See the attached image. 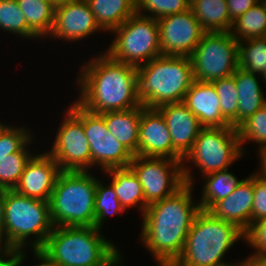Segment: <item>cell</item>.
I'll return each instance as SVG.
<instances>
[{"label":"cell","instance_id":"obj_34","mask_svg":"<svg viewBox=\"0 0 266 266\" xmlns=\"http://www.w3.org/2000/svg\"><path fill=\"white\" fill-rule=\"evenodd\" d=\"M220 99V108L223 118L231 124L237 118L238 91L234 75L211 82Z\"/></svg>","mask_w":266,"mask_h":266},{"label":"cell","instance_id":"obj_38","mask_svg":"<svg viewBox=\"0 0 266 266\" xmlns=\"http://www.w3.org/2000/svg\"><path fill=\"white\" fill-rule=\"evenodd\" d=\"M244 240L257 250L251 257L266 256V218L253 222L246 230Z\"/></svg>","mask_w":266,"mask_h":266},{"label":"cell","instance_id":"obj_30","mask_svg":"<svg viewBox=\"0 0 266 266\" xmlns=\"http://www.w3.org/2000/svg\"><path fill=\"white\" fill-rule=\"evenodd\" d=\"M240 144L254 141L260 145V162H266V104L244 121L238 128Z\"/></svg>","mask_w":266,"mask_h":266},{"label":"cell","instance_id":"obj_10","mask_svg":"<svg viewBox=\"0 0 266 266\" xmlns=\"http://www.w3.org/2000/svg\"><path fill=\"white\" fill-rule=\"evenodd\" d=\"M190 59L196 81L231 76L239 67L238 41L231 32H205Z\"/></svg>","mask_w":266,"mask_h":266},{"label":"cell","instance_id":"obj_3","mask_svg":"<svg viewBox=\"0 0 266 266\" xmlns=\"http://www.w3.org/2000/svg\"><path fill=\"white\" fill-rule=\"evenodd\" d=\"M100 232L95 226L54 227L40 251L62 266H120L122 255Z\"/></svg>","mask_w":266,"mask_h":266},{"label":"cell","instance_id":"obj_27","mask_svg":"<svg viewBox=\"0 0 266 266\" xmlns=\"http://www.w3.org/2000/svg\"><path fill=\"white\" fill-rule=\"evenodd\" d=\"M206 180L203 186V195L198 203L201 210L208 211L216 202L230 195L243 181L237 180L233 173L227 170L216 171L204 175Z\"/></svg>","mask_w":266,"mask_h":266},{"label":"cell","instance_id":"obj_22","mask_svg":"<svg viewBox=\"0 0 266 266\" xmlns=\"http://www.w3.org/2000/svg\"><path fill=\"white\" fill-rule=\"evenodd\" d=\"M100 115L104 118L110 133L134 155H138L141 106L128 110L105 112Z\"/></svg>","mask_w":266,"mask_h":266},{"label":"cell","instance_id":"obj_36","mask_svg":"<svg viewBox=\"0 0 266 266\" xmlns=\"http://www.w3.org/2000/svg\"><path fill=\"white\" fill-rule=\"evenodd\" d=\"M29 129L14 128L0 124V158L8 157L12 153L19 152L27 143L32 141Z\"/></svg>","mask_w":266,"mask_h":266},{"label":"cell","instance_id":"obj_37","mask_svg":"<svg viewBox=\"0 0 266 266\" xmlns=\"http://www.w3.org/2000/svg\"><path fill=\"white\" fill-rule=\"evenodd\" d=\"M260 163L261 171L253 173L252 223L266 218V162Z\"/></svg>","mask_w":266,"mask_h":266},{"label":"cell","instance_id":"obj_39","mask_svg":"<svg viewBox=\"0 0 266 266\" xmlns=\"http://www.w3.org/2000/svg\"><path fill=\"white\" fill-rule=\"evenodd\" d=\"M24 253L18 248L0 244V266H20L25 259Z\"/></svg>","mask_w":266,"mask_h":266},{"label":"cell","instance_id":"obj_20","mask_svg":"<svg viewBox=\"0 0 266 266\" xmlns=\"http://www.w3.org/2000/svg\"><path fill=\"white\" fill-rule=\"evenodd\" d=\"M182 102L198 118L202 127L231 126L222 116L220 99L211 82L194 80Z\"/></svg>","mask_w":266,"mask_h":266},{"label":"cell","instance_id":"obj_19","mask_svg":"<svg viewBox=\"0 0 266 266\" xmlns=\"http://www.w3.org/2000/svg\"><path fill=\"white\" fill-rule=\"evenodd\" d=\"M253 201V175H251L243 179L230 195L216 202L208 211L215 218L232 223L245 233L252 224Z\"/></svg>","mask_w":266,"mask_h":266},{"label":"cell","instance_id":"obj_24","mask_svg":"<svg viewBox=\"0 0 266 266\" xmlns=\"http://www.w3.org/2000/svg\"><path fill=\"white\" fill-rule=\"evenodd\" d=\"M105 173L111 176L117 198L125 209L139 206L142 214L145 212V198L143 188L134 172L129 168H110ZM113 176V177H112Z\"/></svg>","mask_w":266,"mask_h":266},{"label":"cell","instance_id":"obj_1","mask_svg":"<svg viewBox=\"0 0 266 266\" xmlns=\"http://www.w3.org/2000/svg\"><path fill=\"white\" fill-rule=\"evenodd\" d=\"M192 186L185 183L171 196L148 205L143 213L141 241L159 266H172L177 261L201 210L192 200Z\"/></svg>","mask_w":266,"mask_h":266},{"label":"cell","instance_id":"obj_25","mask_svg":"<svg viewBox=\"0 0 266 266\" xmlns=\"http://www.w3.org/2000/svg\"><path fill=\"white\" fill-rule=\"evenodd\" d=\"M190 8L204 32H230L233 21L229 17L227 0H197Z\"/></svg>","mask_w":266,"mask_h":266},{"label":"cell","instance_id":"obj_6","mask_svg":"<svg viewBox=\"0 0 266 266\" xmlns=\"http://www.w3.org/2000/svg\"><path fill=\"white\" fill-rule=\"evenodd\" d=\"M96 187L88 171H61L49 200L54 227L95 226Z\"/></svg>","mask_w":266,"mask_h":266},{"label":"cell","instance_id":"obj_16","mask_svg":"<svg viewBox=\"0 0 266 266\" xmlns=\"http://www.w3.org/2000/svg\"><path fill=\"white\" fill-rule=\"evenodd\" d=\"M102 30L86 0H76L55 7L54 25L49 36L77 41Z\"/></svg>","mask_w":266,"mask_h":266},{"label":"cell","instance_id":"obj_28","mask_svg":"<svg viewBox=\"0 0 266 266\" xmlns=\"http://www.w3.org/2000/svg\"><path fill=\"white\" fill-rule=\"evenodd\" d=\"M231 34L238 41L266 36V2L261 0L233 21Z\"/></svg>","mask_w":266,"mask_h":266},{"label":"cell","instance_id":"obj_7","mask_svg":"<svg viewBox=\"0 0 266 266\" xmlns=\"http://www.w3.org/2000/svg\"><path fill=\"white\" fill-rule=\"evenodd\" d=\"M4 218V245L22 251L31 235L37 238L31 242L32 250H40L54 228L49 201L27 197L14 189H6Z\"/></svg>","mask_w":266,"mask_h":266},{"label":"cell","instance_id":"obj_46","mask_svg":"<svg viewBox=\"0 0 266 266\" xmlns=\"http://www.w3.org/2000/svg\"><path fill=\"white\" fill-rule=\"evenodd\" d=\"M260 76H262L261 78H263V81L266 82V70H265L264 73H263L262 75H260Z\"/></svg>","mask_w":266,"mask_h":266},{"label":"cell","instance_id":"obj_40","mask_svg":"<svg viewBox=\"0 0 266 266\" xmlns=\"http://www.w3.org/2000/svg\"><path fill=\"white\" fill-rule=\"evenodd\" d=\"M261 0H227L229 17L235 21L243 15L248 9L255 6Z\"/></svg>","mask_w":266,"mask_h":266},{"label":"cell","instance_id":"obj_35","mask_svg":"<svg viewBox=\"0 0 266 266\" xmlns=\"http://www.w3.org/2000/svg\"><path fill=\"white\" fill-rule=\"evenodd\" d=\"M188 9H190L189 0H136V13L138 15L157 20L185 12ZM142 10L148 11L151 15H144Z\"/></svg>","mask_w":266,"mask_h":266},{"label":"cell","instance_id":"obj_17","mask_svg":"<svg viewBox=\"0 0 266 266\" xmlns=\"http://www.w3.org/2000/svg\"><path fill=\"white\" fill-rule=\"evenodd\" d=\"M164 117L173 143V159L183 161L200 130L198 118L183 103H167L156 108Z\"/></svg>","mask_w":266,"mask_h":266},{"label":"cell","instance_id":"obj_12","mask_svg":"<svg viewBox=\"0 0 266 266\" xmlns=\"http://www.w3.org/2000/svg\"><path fill=\"white\" fill-rule=\"evenodd\" d=\"M82 123L91 151V166L127 168L134 154L107 129L100 114L87 111L76 101L68 108Z\"/></svg>","mask_w":266,"mask_h":266},{"label":"cell","instance_id":"obj_2","mask_svg":"<svg viewBox=\"0 0 266 266\" xmlns=\"http://www.w3.org/2000/svg\"><path fill=\"white\" fill-rule=\"evenodd\" d=\"M78 84L81 93L76 102L92 113L102 114L141 106L137 67L117 62L107 53L86 63Z\"/></svg>","mask_w":266,"mask_h":266},{"label":"cell","instance_id":"obj_13","mask_svg":"<svg viewBox=\"0 0 266 266\" xmlns=\"http://www.w3.org/2000/svg\"><path fill=\"white\" fill-rule=\"evenodd\" d=\"M61 171H87L91 151L83 123L68 109L50 152Z\"/></svg>","mask_w":266,"mask_h":266},{"label":"cell","instance_id":"obj_9","mask_svg":"<svg viewBox=\"0 0 266 266\" xmlns=\"http://www.w3.org/2000/svg\"><path fill=\"white\" fill-rule=\"evenodd\" d=\"M182 162L166 157L134 155L128 167L137 176L143 188L145 210L148 205L174 194L185 183L193 184V174H190L187 168L189 166Z\"/></svg>","mask_w":266,"mask_h":266},{"label":"cell","instance_id":"obj_23","mask_svg":"<svg viewBox=\"0 0 266 266\" xmlns=\"http://www.w3.org/2000/svg\"><path fill=\"white\" fill-rule=\"evenodd\" d=\"M97 24L112 32L129 17L136 14V0H86Z\"/></svg>","mask_w":266,"mask_h":266},{"label":"cell","instance_id":"obj_21","mask_svg":"<svg viewBox=\"0 0 266 266\" xmlns=\"http://www.w3.org/2000/svg\"><path fill=\"white\" fill-rule=\"evenodd\" d=\"M233 75L238 91V111L237 118L230 125L237 129L266 104V98L263 96L264 94L255 73L238 67Z\"/></svg>","mask_w":266,"mask_h":266},{"label":"cell","instance_id":"obj_11","mask_svg":"<svg viewBox=\"0 0 266 266\" xmlns=\"http://www.w3.org/2000/svg\"><path fill=\"white\" fill-rule=\"evenodd\" d=\"M244 152L236 128L203 127L183 161L190 159L206 175L227 170Z\"/></svg>","mask_w":266,"mask_h":266},{"label":"cell","instance_id":"obj_18","mask_svg":"<svg viewBox=\"0 0 266 266\" xmlns=\"http://www.w3.org/2000/svg\"><path fill=\"white\" fill-rule=\"evenodd\" d=\"M138 155L173 159V143L166 121L156 108L141 105Z\"/></svg>","mask_w":266,"mask_h":266},{"label":"cell","instance_id":"obj_14","mask_svg":"<svg viewBox=\"0 0 266 266\" xmlns=\"http://www.w3.org/2000/svg\"><path fill=\"white\" fill-rule=\"evenodd\" d=\"M157 22L163 56L190 57L205 33L191 8Z\"/></svg>","mask_w":266,"mask_h":266},{"label":"cell","instance_id":"obj_47","mask_svg":"<svg viewBox=\"0 0 266 266\" xmlns=\"http://www.w3.org/2000/svg\"><path fill=\"white\" fill-rule=\"evenodd\" d=\"M195 1H197V0H189V4H190V6H191Z\"/></svg>","mask_w":266,"mask_h":266},{"label":"cell","instance_id":"obj_42","mask_svg":"<svg viewBox=\"0 0 266 266\" xmlns=\"http://www.w3.org/2000/svg\"><path fill=\"white\" fill-rule=\"evenodd\" d=\"M33 252L35 253V258H37L38 261H41L40 264L38 263V265H35V266H62L60 264L52 262L40 250H33Z\"/></svg>","mask_w":266,"mask_h":266},{"label":"cell","instance_id":"obj_31","mask_svg":"<svg viewBox=\"0 0 266 266\" xmlns=\"http://www.w3.org/2000/svg\"><path fill=\"white\" fill-rule=\"evenodd\" d=\"M0 29L19 34L24 38L38 36L28 27L22 10L16 0H0Z\"/></svg>","mask_w":266,"mask_h":266},{"label":"cell","instance_id":"obj_43","mask_svg":"<svg viewBox=\"0 0 266 266\" xmlns=\"http://www.w3.org/2000/svg\"><path fill=\"white\" fill-rule=\"evenodd\" d=\"M250 266H266V256L264 257H247Z\"/></svg>","mask_w":266,"mask_h":266},{"label":"cell","instance_id":"obj_29","mask_svg":"<svg viewBox=\"0 0 266 266\" xmlns=\"http://www.w3.org/2000/svg\"><path fill=\"white\" fill-rule=\"evenodd\" d=\"M238 54L241 69L262 75L266 70V36L238 42Z\"/></svg>","mask_w":266,"mask_h":266},{"label":"cell","instance_id":"obj_26","mask_svg":"<svg viewBox=\"0 0 266 266\" xmlns=\"http://www.w3.org/2000/svg\"><path fill=\"white\" fill-rule=\"evenodd\" d=\"M28 27L38 36L46 37L54 25L55 6L50 0H16Z\"/></svg>","mask_w":266,"mask_h":266},{"label":"cell","instance_id":"obj_33","mask_svg":"<svg viewBox=\"0 0 266 266\" xmlns=\"http://www.w3.org/2000/svg\"><path fill=\"white\" fill-rule=\"evenodd\" d=\"M103 184L97 179L94 205L95 227L97 229H101V225L107 215H116V213L124 211L113 186L111 184L104 186Z\"/></svg>","mask_w":266,"mask_h":266},{"label":"cell","instance_id":"obj_41","mask_svg":"<svg viewBox=\"0 0 266 266\" xmlns=\"http://www.w3.org/2000/svg\"><path fill=\"white\" fill-rule=\"evenodd\" d=\"M6 189L0 188V244L5 241V218H4V205H5Z\"/></svg>","mask_w":266,"mask_h":266},{"label":"cell","instance_id":"obj_8","mask_svg":"<svg viewBox=\"0 0 266 266\" xmlns=\"http://www.w3.org/2000/svg\"><path fill=\"white\" fill-rule=\"evenodd\" d=\"M112 32L117 36L105 53L117 62L138 67L162 55L157 19L136 13Z\"/></svg>","mask_w":266,"mask_h":266},{"label":"cell","instance_id":"obj_5","mask_svg":"<svg viewBox=\"0 0 266 266\" xmlns=\"http://www.w3.org/2000/svg\"><path fill=\"white\" fill-rule=\"evenodd\" d=\"M245 233L236 225L200 210L187 234L182 254L172 266H227L225 253Z\"/></svg>","mask_w":266,"mask_h":266},{"label":"cell","instance_id":"obj_45","mask_svg":"<svg viewBox=\"0 0 266 266\" xmlns=\"http://www.w3.org/2000/svg\"><path fill=\"white\" fill-rule=\"evenodd\" d=\"M227 266H250L249 260L246 258L242 262H239L237 264H229Z\"/></svg>","mask_w":266,"mask_h":266},{"label":"cell","instance_id":"obj_4","mask_svg":"<svg viewBox=\"0 0 266 266\" xmlns=\"http://www.w3.org/2000/svg\"><path fill=\"white\" fill-rule=\"evenodd\" d=\"M193 81L187 56L161 55L137 67L138 97L145 108L182 102Z\"/></svg>","mask_w":266,"mask_h":266},{"label":"cell","instance_id":"obj_32","mask_svg":"<svg viewBox=\"0 0 266 266\" xmlns=\"http://www.w3.org/2000/svg\"><path fill=\"white\" fill-rule=\"evenodd\" d=\"M28 144L19 152L0 158V188L14 189L18 184L27 162L32 157L26 149Z\"/></svg>","mask_w":266,"mask_h":266},{"label":"cell","instance_id":"obj_44","mask_svg":"<svg viewBox=\"0 0 266 266\" xmlns=\"http://www.w3.org/2000/svg\"><path fill=\"white\" fill-rule=\"evenodd\" d=\"M52 4L57 7L59 5L67 4L76 0H50Z\"/></svg>","mask_w":266,"mask_h":266},{"label":"cell","instance_id":"obj_15","mask_svg":"<svg viewBox=\"0 0 266 266\" xmlns=\"http://www.w3.org/2000/svg\"><path fill=\"white\" fill-rule=\"evenodd\" d=\"M60 172L59 165L47 152L33 155L14 190L30 198L49 201Z\"/></svg>","mask_w":266,"mask_h":266}]
</instances>
